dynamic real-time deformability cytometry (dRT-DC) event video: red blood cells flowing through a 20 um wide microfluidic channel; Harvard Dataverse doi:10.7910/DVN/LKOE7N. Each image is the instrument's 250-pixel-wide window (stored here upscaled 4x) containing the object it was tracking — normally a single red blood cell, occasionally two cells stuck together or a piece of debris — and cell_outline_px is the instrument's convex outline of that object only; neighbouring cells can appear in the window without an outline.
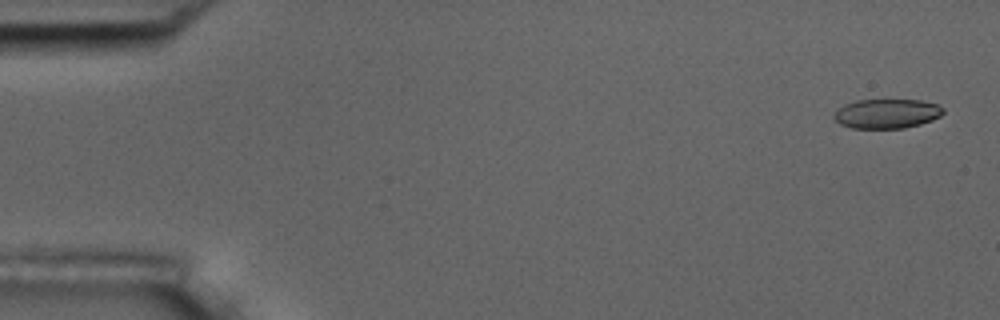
{"species": "common noctule bat (a hibernating species)", "species_latin": "Nyctalus noctula", "temperature_condition": "room temperature", "stored_images_in_passage": 4, "camera_frame_rate_fps": 3000, "um_per_image_px": 0.085, "animal": {"sex": "male", "body_mass_g": 17.5, "forearm_length_mm": 52.3}, "frame": {"image": 1, "passage_image": 1, "time_ms": 0.0, "image_size_px": [1000, 320], "cell_outline_px": [[944, 112], [940, 116], [932, 120], [920, 124], [904, 128], [852, 128], [840, 124], [832, 116], [836, 108], [844, 104], [856, 100], [920, 100], [940, 104], [944, 108]], "centroid_in_image_um": [75.37, 9.65], "position_along_channel_um": 9.6, "area_um2": 18.96}}